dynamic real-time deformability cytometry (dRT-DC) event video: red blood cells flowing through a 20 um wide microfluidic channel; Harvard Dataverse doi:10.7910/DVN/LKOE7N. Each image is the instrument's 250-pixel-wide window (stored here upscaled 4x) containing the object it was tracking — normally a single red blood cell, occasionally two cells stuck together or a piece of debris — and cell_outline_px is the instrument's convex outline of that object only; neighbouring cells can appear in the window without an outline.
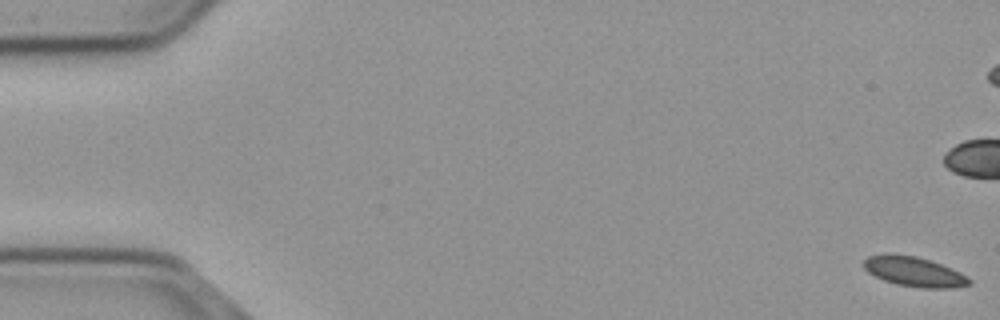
{"species": "common noctule bat (a hibernating species)", "species_latin": "Nyctalus noctula", "temperature_condition": "cold", "stored_images_in_passage": 57, "camera_frame_rate_fps": 3000, "um_per_image_px": 0.085, "animal": {"sex": "male", "body_mass_g": 23.1, "forearm_length_mm": 52.7}, "frame": {"image": 1, "passage_image": 1, "time_ms": 0.0, "image_size_px": [1000, 320], "cell_outline_px": [[972, 284], [952, 288], [920, 288], [896, 284], [884, 280], [868, 272], [864, 268], [864, 260], [868, 256], [884, 252], [892, 252], [916, 256], [940, 264], [960, 272], [968, 276], [972, 280]], "centroid_in_image_um": [77.69, 23.07], "position_along_channel_um": 7.3, "area_um2": 18.55}}
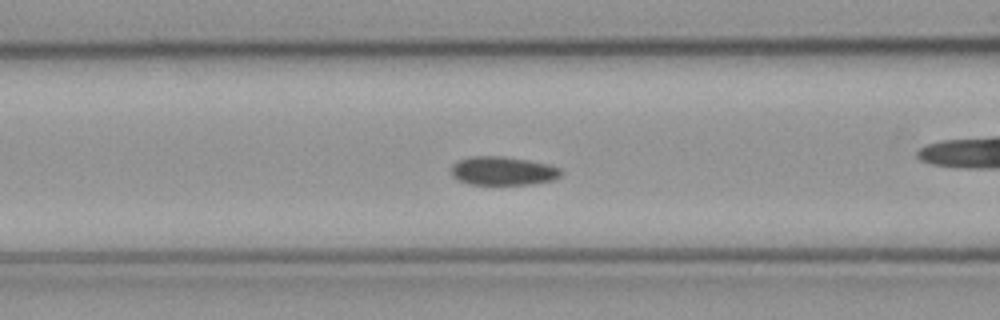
{"frame": {"image": 2, "passage_image": 23, "time_ms": 7.333, "image_size_px": [1000, 320], "cell_outline_px": [[564, 172], [560, 176], [552, 180], [532, 184], [468, 184], [456, 180], [452, 176], [452, 164], [460, 160], [472, 156], [504, 156], [528, 160], [548, 164], [560, 168]], "centroid_in_image_um": [42.75, 14.53], "position_along_channel_um": 123.8, "area_um2": 18.38}}
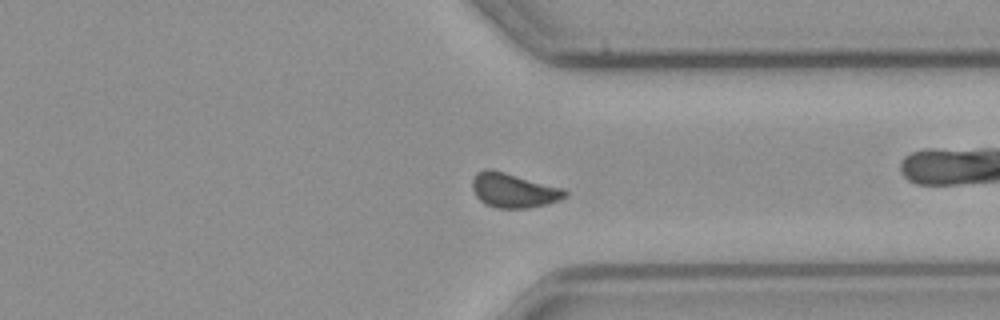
{"frame": {"image": 3, "passage_image": 43, "time_ms": 14.0, "image_size_px": [1000, 320], "cell_outline_px": [[568, 196], [560, 200], [548, 204], [528, 208], [496, 208], [484, 204], [476, 196], [472, 188], [472, 180], [476, 172], [484, 168], [492, 168], [564, 188], [568, 192]], "centroid_in_image_um": [43.66, 16.17], "position_along_channel_um": 367.7, "area_um2": 19.07}, "authors_computed_cell_mechanics": {"area_um2": 18.3804, "velocity_mm_per_s": 3.668, "shape_relaxation_time_tau1_ms": null, "shape_relaxation_time_tau2_ms": 3.8745, "deformation_change_tau1": null, "deformation_change_tau2": 0.0746}}